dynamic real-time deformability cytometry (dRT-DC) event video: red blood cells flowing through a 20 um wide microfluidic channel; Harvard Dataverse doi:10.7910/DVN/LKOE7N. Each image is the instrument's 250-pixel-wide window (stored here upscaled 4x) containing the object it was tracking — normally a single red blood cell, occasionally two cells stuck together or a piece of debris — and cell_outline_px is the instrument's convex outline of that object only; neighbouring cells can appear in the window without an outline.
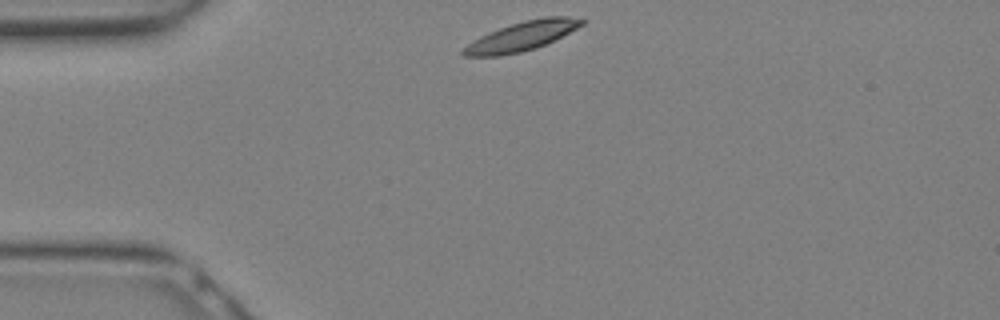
{"species": "Egyptian fruit bat (a non-hibernating species)", "species_latin": "Rousettus aegyptiacus", "temperature_condition": "warm", "stored_images_in_passage": 3, "camera_frame_rate_fps": 3000, "um_per_image_px": 0.085, "animal": {"sex": "female"}, "frame": {"image": 1, "passage_image": 1, "time_ms": 0.0, "image_size_px": [1000, 320], "cell_outline_px": [[584, 24], [536, 48], [520, 52], [500, 56], [464, 56], [460, 52], [468, 44], [480, 36], [500, 28], [524, 20], [544, 16], [568, 16], [584, 20]], "centroid_in_image_um": [44.32, 3.07], "position_along_channel_um": 40.7, "area_um2": 19.71}}